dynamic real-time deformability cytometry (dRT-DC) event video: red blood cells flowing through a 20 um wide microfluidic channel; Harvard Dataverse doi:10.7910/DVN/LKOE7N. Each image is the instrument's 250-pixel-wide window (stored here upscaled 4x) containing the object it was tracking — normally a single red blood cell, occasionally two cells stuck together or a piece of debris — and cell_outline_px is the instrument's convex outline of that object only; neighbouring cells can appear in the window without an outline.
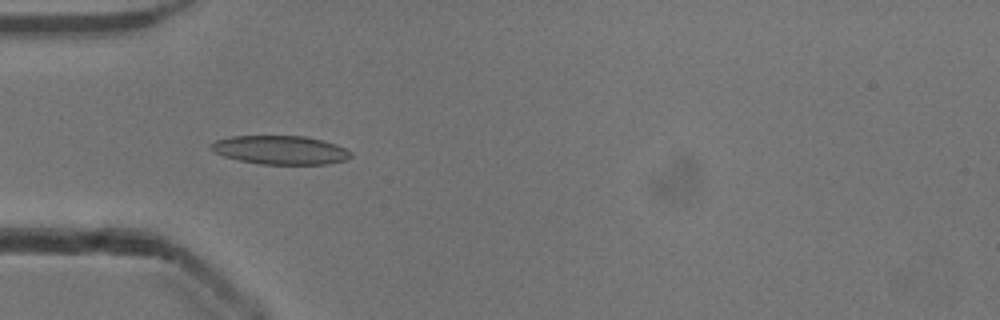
{"species": "common noctule bat (a hibernating species)", "species_latin": "Nyctalus noctula", "temperature_condition": "cold", "stored_images_in_passage": 38, "camera_frame_rate_fps": 3000, "um_per_image_px": 0.085, "animal": {"sex": "male", "body_mass_g": 13.3}, "frame": {"image": 1, "passage_image": 11, "time_ms": 3.333, "image_size_px": [1000, 320], "cell_outline_px": [[352, 156], [344, 160], [328, 164], [260, 164], [240, 160], [224, 156], [208, 148], [208, 144], [216, 140], [232, 136], [304, 136], [324, 140], [336, 144], [352, 152]], "centroid_in_image_um": [23.82, 12.74], "position_along_channel_um": 61.2, "area_um2": 23.41}}
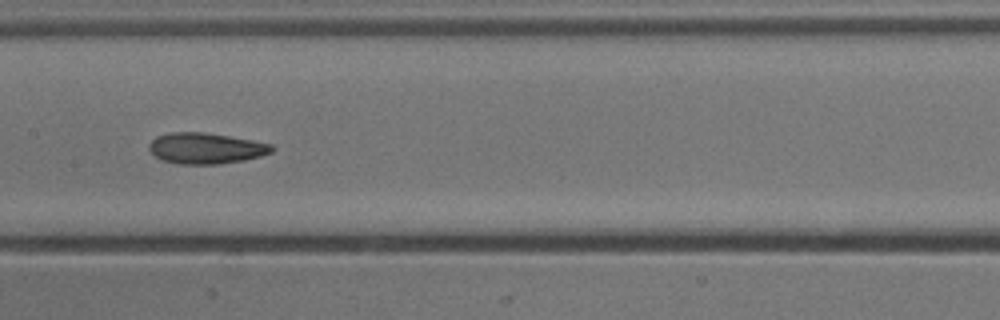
{"frame": {"image": 2, "passage_image": 21, "time_ms": 6.667, "image_size_px": [1000, 320], "cell_outline_px": [[276, 148], [272, 152], [260, 156], [244, 160], [220, 164], [180, 164], [164, 160], [156, 156], [148, 148], [148, 144], [156, 136], [172, 132], [204, 132], [252, 140], [272, 144]], "centroid_in_image_um": [17.52, 12.6], "position_along_channel_um": 189.9, "area_um2": 22.08}}
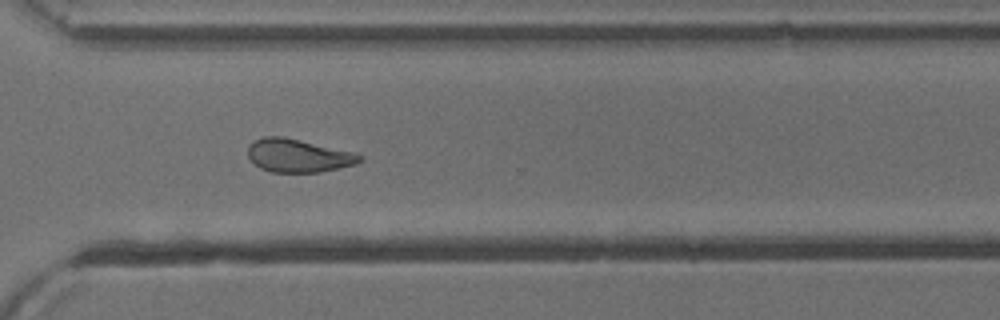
{"frame": {"image": 3, "passage_image": 33, "time_ms": 10.667, "image_size_px": [1000, 320], "cell_outline_px": [[364, 156], [356, 164], [340, 168], [320, 172], [272, 172], [260, 168], [248, 156], [248, 144], [252, 140], [264, 136], [284, 136], [352, 152]], "centroid_in_image_um": [25.31, 13.22], "position_along_channel_um": 345.3, "area_um2": 21.62}, "authors_computed_cell_mechanics": {"area_um2": 21.9929, "velocity_mm_per_s": 3.9006, "shape_relaxation_time_tau1_ms": 6.8771, "shape_relaxation_time_tau2_ms": 3.4987, "deformation_change_tau1": 0.1533, "deformation_change_tau2": 0.1038}}